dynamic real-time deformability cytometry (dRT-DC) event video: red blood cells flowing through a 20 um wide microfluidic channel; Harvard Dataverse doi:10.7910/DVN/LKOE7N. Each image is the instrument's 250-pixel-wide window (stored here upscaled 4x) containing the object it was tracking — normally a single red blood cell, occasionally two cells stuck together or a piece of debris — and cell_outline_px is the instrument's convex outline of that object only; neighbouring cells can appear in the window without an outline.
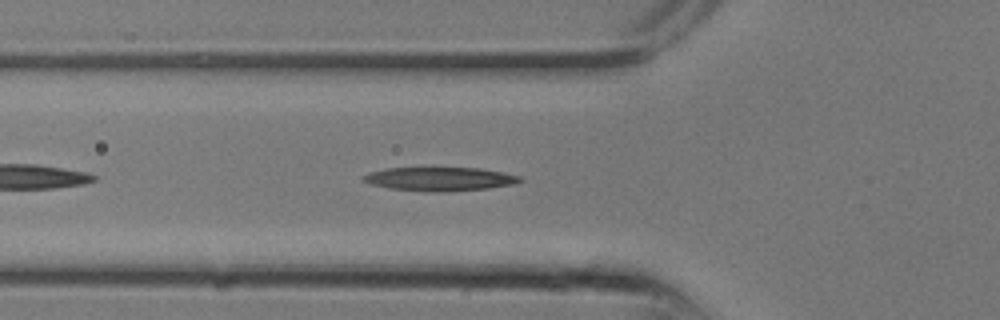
{"species": "common noctule bat (a hibernating species)", "species_latin": "Nyctalus noctula", "temperature_condition": "room temperature", "stored_images_in_passage": 26, "camera_frame_rate_fps": 3000, "um_per_image_px": 0.085, "animal": {"sex": "male", "body_mass_g": 13.3}, "frame": {"image": 1, "passage_image": 9, "time_ms": 2.667, "image_size_px": [1000, 320], "cell_outline_px": [[524, 180], [512, 184], [488, 188], [440, 192], [432, 192], [392, 188], [372, 184], [360, 180], [360, 176], [368, 172], [388, 168], [424, 164], [432, 164], [480, 168], [520, 176]], "centroid_in_image_um": [37.29, 15.14], "position_along_channel_um": 88.5, "area_um2": 22.89}}
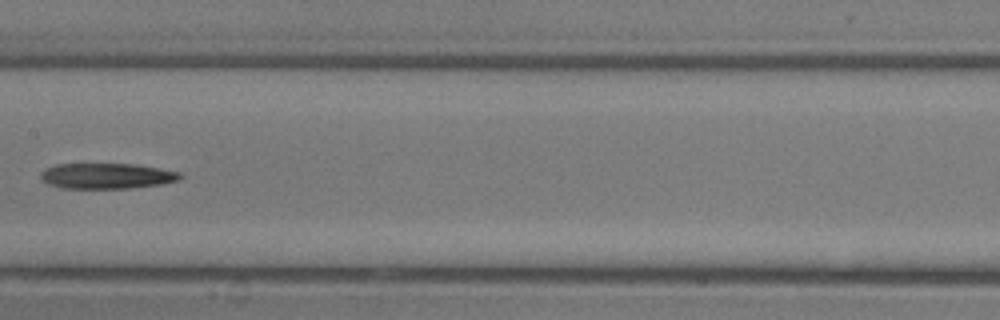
{"frame": {"image": 2, "passage_image": 13, "time_ms": 4.0, "image_size_px": [1000, 320], "cell_outline_px": [[184, 176], [180, 180], [160, 184], [128, 188], [60, 188], [48, 184], [40, 176], [40, 172], [44, 168], [56, 164], [132, 164], [160, 168], [180, 172]], "centroid_in_image_um": [9.07, 14.95], "position_along_channel_um": 198.3, "area_um2": 20.81}}
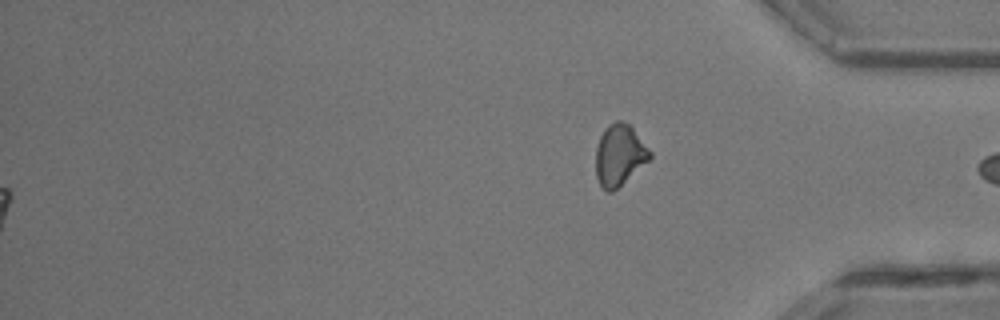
{"frame": {"image": 3, "passage_image": 26, "time_ms": 8.333, "image_size_px": [1000, 320], "cell_outline_px": [[652, 156], [648, 160], [612, 192], [608, 192], [600, 184], [596, 176], [596, 148], [600, 136], [604, 128], [608, 124], [616, 120], [620, 120], [628, 124], [632, 128], [652, 152]], "centroid_in_image_um": [52.63, 13.15], "position_along_channel_um": 382.6, "area_um2": 18.96}}